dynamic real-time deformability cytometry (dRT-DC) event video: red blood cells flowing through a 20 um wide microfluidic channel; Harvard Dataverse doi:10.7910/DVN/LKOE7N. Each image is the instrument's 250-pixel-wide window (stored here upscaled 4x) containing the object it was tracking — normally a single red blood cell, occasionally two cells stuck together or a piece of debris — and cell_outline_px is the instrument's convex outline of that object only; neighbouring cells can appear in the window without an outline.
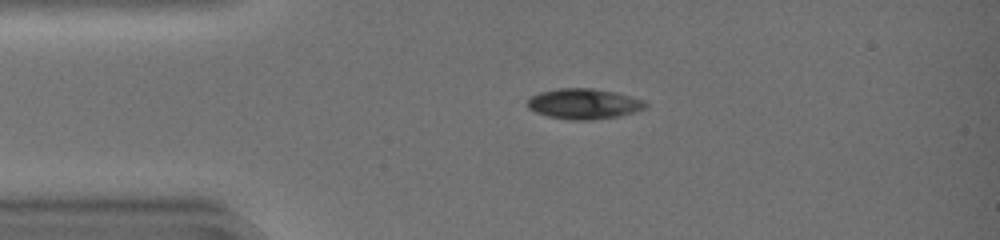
{"species": "common noctule bat (a hibernating species)", "species_latin": "Nyctalus noctula", "temperature_condition": "warm", "stored_images_in_passage": 36, "camera_frame_rate_fps": 3000, "um_per_image_px": 0.085, "animal": {"sex": "female", "body_mass_g": 19.0, "forearm_length_mm": 51.5}, "frame": {"image": 1, "passage_image": 1, "time_ms": 0.0, "image_size_px": [1000, 240], "cell_outline_px": [[648, 104], [644, 108], [620, 116], [592, 120], [568, 120], [548, 116], [536, 112], [528, 108], [528, 100], [532, 96], [540, 92], [560, 88], [592, 88], [616, 92], [644, 100]], "centroid_in_image_um": [49.63, 8.83], "position_along_channel_um": 35.4, "area_um2": 20.87}}
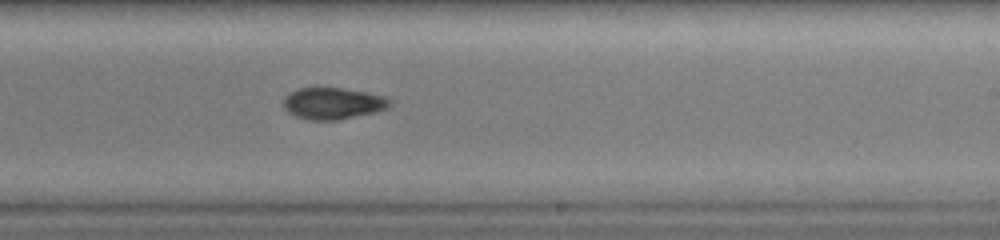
{"frame": {"image": 2, "passage_image": 19, "time_ms": 6.0, "image_size_px": [1000, 240], "cell_outline_px": [[392, 104], [388, 108], [376, 112], [340, 120], [308, 120], [296, 116], [288, 112], [284, 108], [284, 96], [288, 92], [300, 88], [316, 84], [344, 88], [368, 92], [388, 96], [392, 100]], "centroid_in_image_um": [28.31, 8.74], "position_along_channel_um": 260.7, "area_um2": 20.63}}
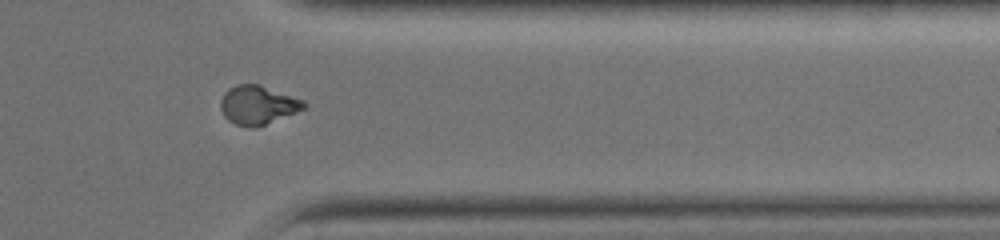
{"frame": {"image": 3, "passage_image": 28, "time_ms": 9.0, "image_size_px": [1000, 240], "cell_outline_px": [[308, 104], [304, 108], [256, 128], [248, 128], [236, 124], [228, 120], [224, 116], [220, 108], [220, 100], [224, 92], [228, 88], [236, 84], [260, 84], [304, 100]], "centroid_in_image_um": [21.88, 8.91], "position_along_channel_um": 389.5, "area_um2": 18.9}}